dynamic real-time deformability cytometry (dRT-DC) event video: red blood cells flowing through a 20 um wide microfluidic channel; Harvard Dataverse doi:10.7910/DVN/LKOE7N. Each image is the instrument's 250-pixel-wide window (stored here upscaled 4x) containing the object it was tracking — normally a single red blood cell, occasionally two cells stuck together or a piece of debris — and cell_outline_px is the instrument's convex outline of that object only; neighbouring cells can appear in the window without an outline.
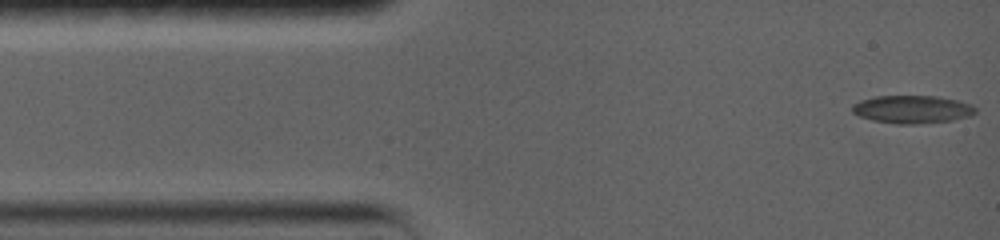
{"species": "common noctule bat (a hibernating species)", "species_latin": "Nyctalus noctula", "temperature_condition": "warm", "stored_images_in_passage": 59, "camera_frame_rate_fps": 5000, "um_per_image_px": 0.085, "animal": {"sex": "female", "body_mass_g": 19.0, "forearm_length_mm": 56.7}, "frame": {"image": 1, "passage_image": 1, "time_ms": 0.0, "image_size_px": [1000, 240], "cell_outline_px": [[976, 112], [968, 116], [952, 120], [916, 124], [896, 124], [872, 120], [860, 116], [852, 112], [852, 104], [860, 100], [876, 96], [936, 96], [960, 100], [972, 104], [976, 108]], "centroid_in_image_um": [77.54, 9.29], "position_along_channel_um": 7.5, "area_um2": 20.11}}
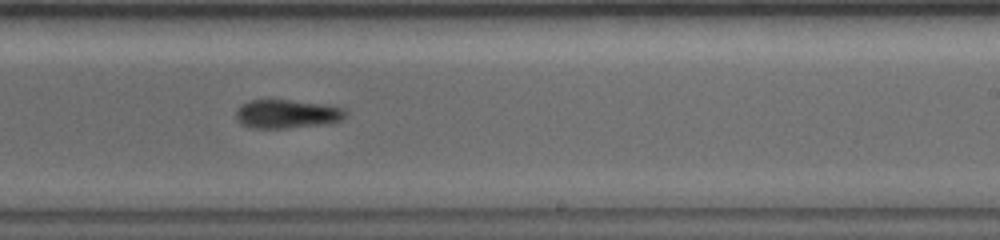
{"frame": {"image": 2, "passage_image": 25, "time_ms": 9.0, "image_size_px": [1000, 240], "cell_outline_px": [[348, 112], [340, 120], [324, 124], [284, 128], [252, 128], [240, 124], [236, 120], [236, 112], [248, 100], [288, 100], [324, 104], [344, 108]], "centroid_in_image_um": [24.38, 9.69], "position_along_channel_um": 264.6, "area_um2": 18.15}}
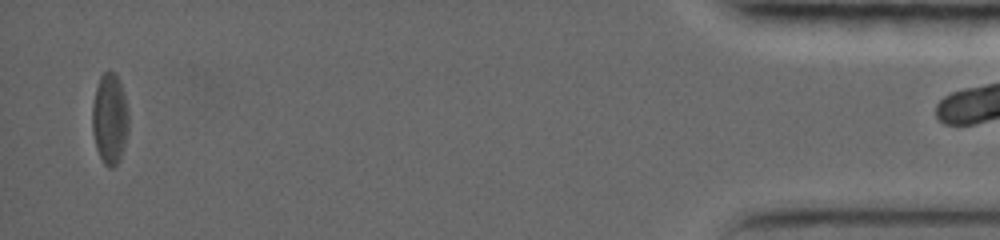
{"frame": {"image": 3, "passage_image": 58, "time_ms": 16.4, "image_size_px": [1000, 240], "cell_outline_px": [[128, 128], [120, 160], [112, 168], [104, 164], [96, 148], [92, 132], [92, 104], [96, 88], [100, 76], [104, 72], [116, 72], [120, 80], [128, 112]], "centroid_in_image_um": [9.32, 10.08], "position_along_channel_um": 425.9, "area_um2": 19.19}}